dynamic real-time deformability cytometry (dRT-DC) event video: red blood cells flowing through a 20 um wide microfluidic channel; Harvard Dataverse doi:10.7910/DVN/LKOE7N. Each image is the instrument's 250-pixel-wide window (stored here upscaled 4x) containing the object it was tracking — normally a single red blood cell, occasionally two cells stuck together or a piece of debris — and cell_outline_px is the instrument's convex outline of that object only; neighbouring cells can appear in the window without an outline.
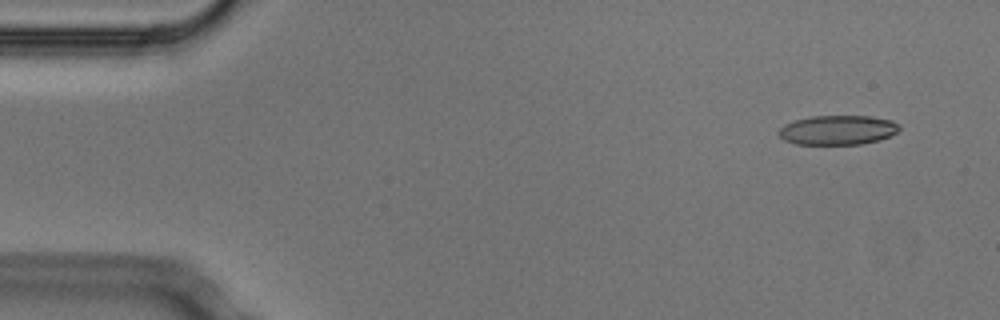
{"species": "Egyptian fruit bat (a non-hibernating species)", "species_latin": "Rousettus aegyptiacus", "temperature_condition": "cold", "stored_images_in_passage": 4, "segment_of_instrument_passage": [1, 2], "camera_frame_rate_fps": 3000, "um_per_image_px": 0.085, "animal": {"sex": "male"}, "frame": {"image": 1, "passage_image": 1, "time_ms": 0.0, "image_size_px": [1000, 320], "cell_outline_px": [[900, 128], [896, 132], [880, 140], [860, 144], [796, 144], [784, 140], [776, 132], [784, 124], [796, 120], [812, 116], [872, 116], [892, 120], [900, 124]], "centroid_in_image_um": [71.21, 11.05], "position_along_channel_um": 13.8, "area_um2": 20.75}}